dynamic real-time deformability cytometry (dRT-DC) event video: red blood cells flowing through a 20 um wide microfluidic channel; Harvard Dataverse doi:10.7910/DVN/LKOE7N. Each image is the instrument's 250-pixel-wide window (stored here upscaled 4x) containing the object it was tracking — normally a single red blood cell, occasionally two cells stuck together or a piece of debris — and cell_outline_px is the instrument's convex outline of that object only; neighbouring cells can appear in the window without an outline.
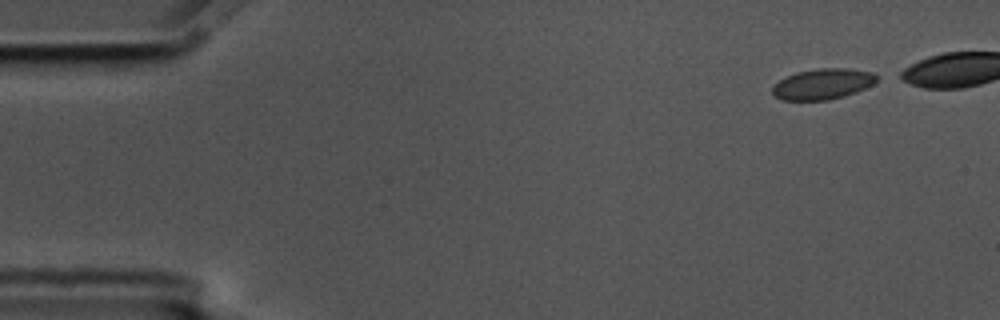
{"species": "common noctule bat (a hibernating species)", "species_latin": "Nyctalus noctula", "temperature_condition": "cold", "stored_images_in_passage": 10, "camera_frame_rate_fps": 3000, "um_per_image_px": 0.085, "animal": {"sex": "male", "body_mass_g": 17.5, "forearm_length_mm": 52.3}, "frame": {"image": 1, "passage_image": 1, "time_ms": 0.0, "image_size_px": [1000, 320], "cell_outline_px": [[876, 80], [872, 84], [856, 92], [828, 100], [784, 100], [776, 96], [772, 92], [772, 88], [780, 80], [796, 72], [816, 68], [848, 68], [872, 72], [876, 76]], "centroid_in_image_um": [69.93, 7.13], "position_along_channel_um": 15.1, "area_um2": 18.38}}